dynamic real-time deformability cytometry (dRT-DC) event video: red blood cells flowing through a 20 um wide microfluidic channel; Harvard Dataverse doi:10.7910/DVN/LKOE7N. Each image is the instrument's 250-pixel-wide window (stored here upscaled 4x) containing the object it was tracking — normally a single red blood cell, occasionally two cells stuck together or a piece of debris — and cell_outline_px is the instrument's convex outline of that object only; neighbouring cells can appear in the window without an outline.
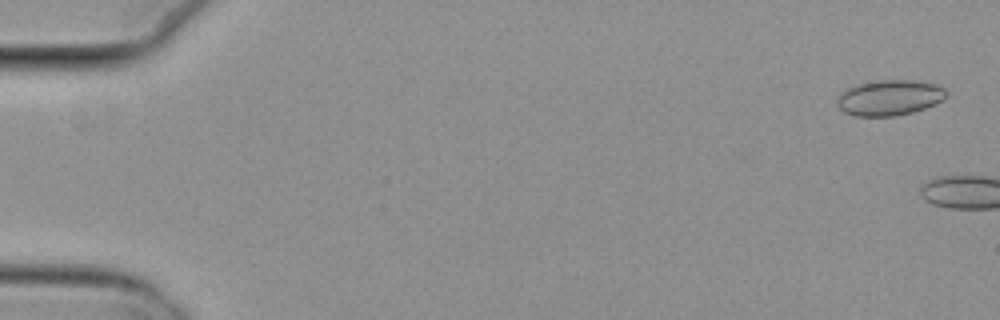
{"species": "common noctule bat (a hibernating species)", "species_latin": "Nyctalus noctula", "temperature_condition": "cold", "stored_images_in_passage": 5, "camera_frame_rate_fps": 3000, "um_per_image_px": 0.085, "animal": {"sex": "female", "body_mass_g": 29.2, "forearm_length_mm": 56.3}, "frame": {"image": 1, "passage_image": 2, "time_ms": 0.333, "image_size_px": [1000, 320], "cell_outline_px": [[948, 96], [944, 100], [936, 104], [912, 112], [896, 116], [856, 116], [844, 112], [836, 104], [836, 96], [840, 92], [856, 84], [876, 80], [916, 80], [936, 84], [944, 88]], "centroid_in_image_um": [75.6, 8.29], "position_along_channel_um": 9.4, "area_um2": 22.95}}